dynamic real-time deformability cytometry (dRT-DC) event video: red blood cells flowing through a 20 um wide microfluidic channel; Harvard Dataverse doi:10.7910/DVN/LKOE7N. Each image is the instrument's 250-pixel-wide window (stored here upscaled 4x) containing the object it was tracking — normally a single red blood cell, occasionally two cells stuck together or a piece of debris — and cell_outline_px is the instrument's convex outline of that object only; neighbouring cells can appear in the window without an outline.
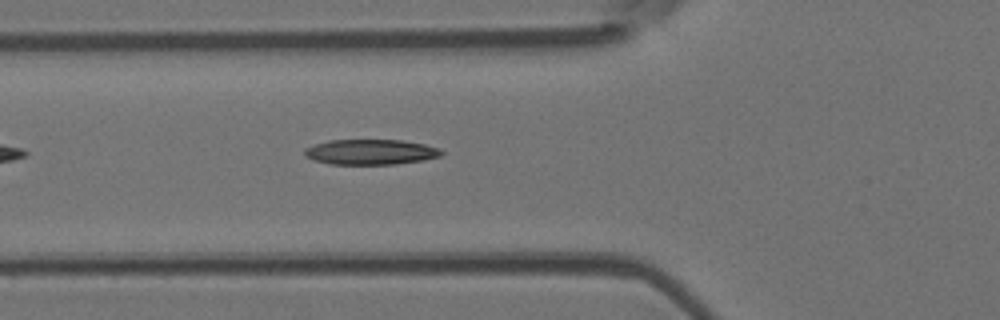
{"species": "Egyptian fruit bat (a non-hibernating species)", "species_latin": "Rousettus aegyptiacus", "temperature_condition": "room temperature", "stored_images_in_passage": 2, "camera_frame_rate_fps": 3000, "um_per_image_px": 0.085, "animal": {"sex": "female"}, "frame": {"image": 1, "passage_image": 2, "time_ms": 1.333, "image_size_px": [1000, 320], "cell_outline_px": [[444, 152], [440, 156], [424, 160], [396, 164], [332, 164], [312, 160], [304, 156], [304, 148], [328, 140], [400, 140], [424, 144], [440, 148]], "centroid_in_image_um": [31.5, 12.92], "position_along_channel_um": 94.3, "area_um2": 20.23}}